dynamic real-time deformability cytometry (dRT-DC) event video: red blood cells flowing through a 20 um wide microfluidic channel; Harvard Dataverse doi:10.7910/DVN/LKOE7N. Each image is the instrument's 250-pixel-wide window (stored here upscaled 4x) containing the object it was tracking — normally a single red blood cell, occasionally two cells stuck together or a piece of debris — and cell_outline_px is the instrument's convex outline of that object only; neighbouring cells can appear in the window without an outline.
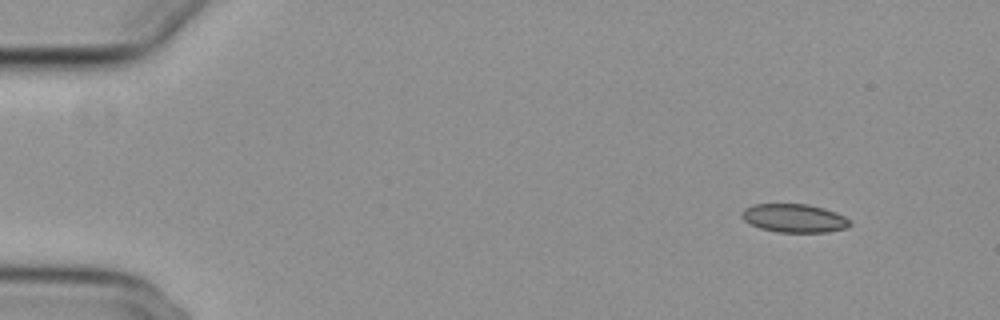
{"species": "common noctule bat (a hibernating species)", "species_latin": "Nyctalus noctula", "temperature_condition": "cold", "stored_images_in_passage": 55, "camera_frame_rate_fps": 3000, "um_per_image_px": 0.085, "animal": {"sex": "female", "body_mass_g": 29.2, "forearm_length_mm": 56.3}, "frame": {"image": 1, "passage_image": 5, "time_ms": 1.333, "image_size_px": [1000, 320], "cell_outline_px": [[852, 224], [848, 228], [828, 232], [776, 232], [760, 228], [744, 220], [740, 216], [740, 212], [744, 208], [752, 204], [808, 204], [824, 208], [836, 212], [852, 220]], "centroid_in_image_um": [67.53, 18.54], "position_along_channel_um": 17.5, "area_um2": 18.21}}
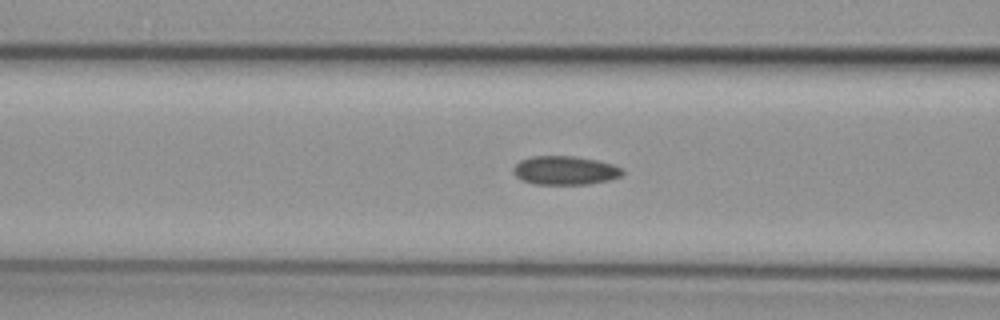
{"frame": {"image": 2, "passage_image": 22, "time_ms": 7.0, "image_size_px": [1000, 320], "cell_outline_px": [[624, 172], [620, 176], [608, 180], [588, 184], [532, 184], [520, 180], [512, 172], [512, 168], [520, 160], [532, 156], [576, 156], [600, 160], [624, 168]], "centroid_in_image_um": [48.02, 14.48], "position_along_channel_um": 118.6, "area_um2": 18.55}}
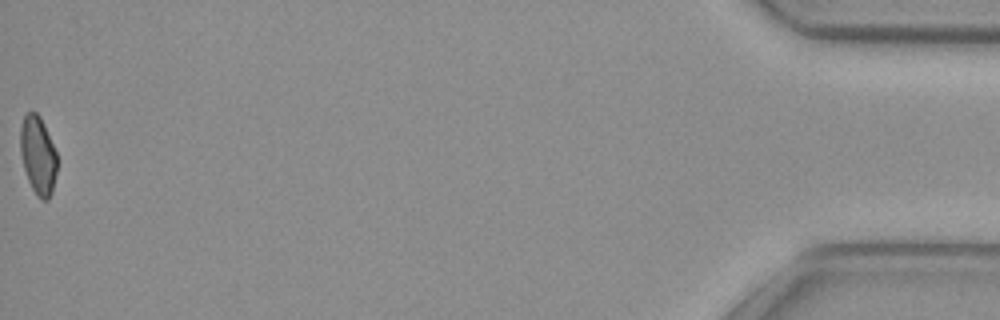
{"frame": {"image": 3, "passage_image": 55, "time_ms": 18.0, "image_size_px": [1000, 320], "cell_outline_px": [[56, 172], [52, 192], [48, 200], [40, 200], [36, 196], [28, 180], [24, 168], [20, 152], [20, 128], [24, 116], [28, 112], [36, 112], [40, 116], [44, 124], [56, 152]], "centroid_in_image_um": [3.22, 13.21], "position_along_channel_um": 432.0, "area_um2": 16.7}, "authors_computed_cell_mechanics": {"area_um2": 18.1492, "velocity_mm_per_s": 3.7575, "shape_relaxation_time_tau1_ms": null, "shape_relaxation_time_tau2_ms": 6.477, "deformation_change_tau1": null, "deformation_change_tau2": 0.1068}}